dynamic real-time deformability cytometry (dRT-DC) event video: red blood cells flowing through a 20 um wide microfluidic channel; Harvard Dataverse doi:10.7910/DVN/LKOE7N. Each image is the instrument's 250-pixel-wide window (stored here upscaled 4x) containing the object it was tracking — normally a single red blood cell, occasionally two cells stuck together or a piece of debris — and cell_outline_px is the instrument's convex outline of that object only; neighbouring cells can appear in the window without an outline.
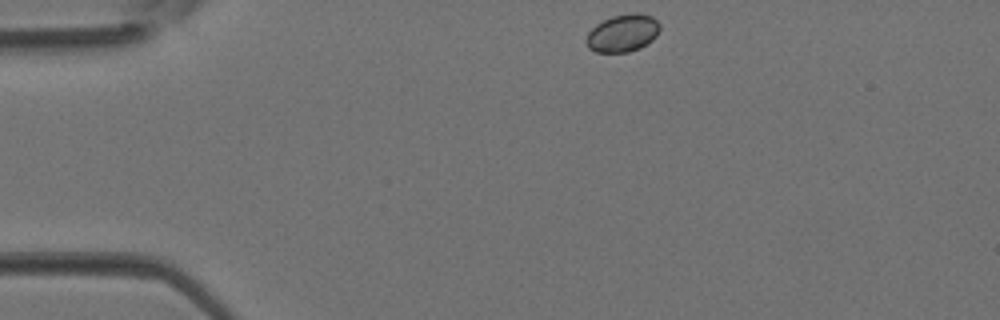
{"species": "Egyptian fruit bat (a non-hibernating species)", "species_latin": "Rousettus aegyptiacus", "temperature_condition": "room temperature", "stored_images_in_passage": 3, "camera_frame_rate_fps": 3000, "um_per_image_px": 0.085, "animal": {"sex": "female"}, "frame": {"image": 1, "passage_image": 1, "time_ms": 0.0, "image_size_px": [1000, 320], "cell_outline_px": [[660, 28], [656, 36], [648, 44], [640, 48], [628, 52], [596, 52], [588, 48], [584, 40], [588, 32], [596, 24], [612, 16], [632, 12], [636, 12], [652, 16], [660, 24]], "centroid_in_image_um": [52.92, 2.81], "position_along_channel_um": 32.1, "area_um2": 16.3}}